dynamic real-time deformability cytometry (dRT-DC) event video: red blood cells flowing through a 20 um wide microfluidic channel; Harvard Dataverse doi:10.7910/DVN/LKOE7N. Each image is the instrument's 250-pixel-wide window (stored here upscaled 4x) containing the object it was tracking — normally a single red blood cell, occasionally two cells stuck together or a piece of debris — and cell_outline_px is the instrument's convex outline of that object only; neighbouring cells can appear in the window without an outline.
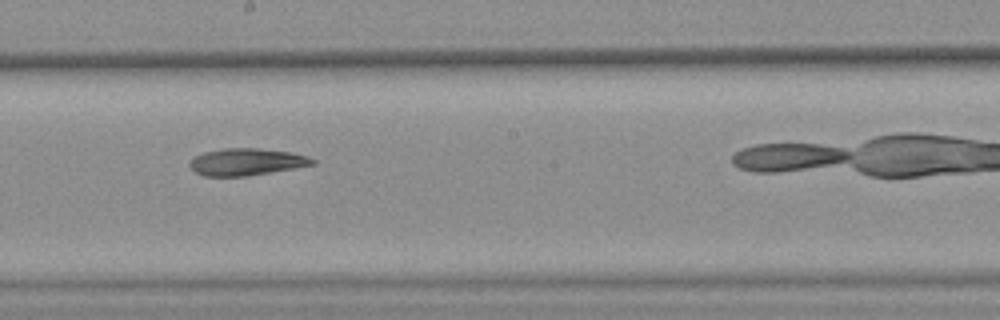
{"species": "common noctule bat (a hibernating species)", "species_latin": "Nyctalus noctula", "temperature_condition": "warm", "stored_images_in_passage": 12, "camera_frame_rate_fps": 3000, "um_per_image_px": 0.085, "animal": {"sex": "female", "body_mass_g": 25.1}, "frame": {"image": 1, "passage_image": 7, "time_ms": 2.0, "image_size_px": [1000, 320], "cell_outline_px": [[316, 164], [296, 168], [248, 176], [204, 176], [196, 172], [188, 164], [192, 156], [204, 152], [224, 148], [256, 148], [292, 152], [308, 156], [316, 160]], "centroid_in_image_um": [20.96, 13.76], "position_along_channel_um": 227.2, "area_um2": 19.54}}